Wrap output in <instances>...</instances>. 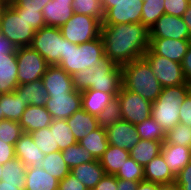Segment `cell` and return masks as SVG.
Segmentation results:
<instances>
[{
  "mask_svg": "<svg viewBox=\"0 0 191 190\" xmlns=\"http://www.w3.org/2000/svg\"><path fill=\"white\" fill-rule=\"evenodd\" d=\"M105 56L123 66L142 58L149 48L150 30L141 23L101 26Z\"/></svg>",
  "mask_w": 191,
  "mask_h": 190,
  "instance_id": "obj_1",
  "label": "cell"
},
{
  "mask_svg": "<svg viewBox=\"0 0 191 190\" xmlns=\"http://www.w3.org/2000/svg\"><path fill=\"white\" fill-rule=\"evenodd\" d=\"M72 78L73 88L76 91L95 89L116 97L122 87V67L104 56L99 67L93 66L78 71Z\"/></svg>",
  "mask_w": 191,
  "mask_h": 190,
  "instance_id": "obj_2",
  "label": "cell"
},
{
  "mask_svg": "<svg viewBox=\"0 0 191 190\" xmlns=\"http://www.w3.org/2000/svg\"><path fill=\"white\" fill-rule=\"evenodd\" d=\"M122 86L151 102L156 101L163 88L144 57L122 66Z\"/></svg>",
  "mask_w": 191,
  "mask_h": 190,
  "instance_id": "obj_3",
  "label": "cell"
},
{
  "mask_svg": "<svg viewBox=\"0 0 191 190\" xmlns=\"http://www.w3.org/2000/svg\"><path fill=\"white\" fill-rule=\"evenodd\" d=\"M65 43V55L60 59L58 66L69 75L73 76L78 71L101 65V59L105 56L101 36L80 45L70 43L67 39Z\"/></svg>",
  "mask_w": 191,
  "mask_h": 190,
  "instance_id": "obj_4",
  "label": "cell"
},
{
  "mask_svg": "<svg viewBox=\"0 0 191 190\" xmlns=\"http://www.w3.org/2000/svg\"><path fill=\"white\" fill-rule=\"evenodd\" d=\"M190 90L188 83L163 87L156 101L152 102L151 117L162 126L165 133L180 123V105Z\"/></svg>",
  "mask_w": 191,
  "mask_h": 190,
  "instance_id": "obj_5",
  "label": "cell"
},
{
  "mask_svg": "<svg viewBox=\"0 0 191 190\" xmlns=\"http://www.w3.org/2000/svg\"><path fill=\"white\" fill-rule=\"evenodd\" d=\"M0 32L17 48L30 46L36 31L8 4L0 5Z\"/></svg>",
  "mask_w": 191,
  "mask_h": 190,
  "instance_id": "obj_6",
  "label": "cell"
},
{
  "mask_svg": "<svg viewBox=\"0 0 191 190\" xmlns=\"http://www.w3.org/2000/svg\"><path fill=\"white\" fill-rule=\"evenodd\" d=\"M49 65H58L64 58L66 43L58 27L45 26L36 31L30 45Z\"/></svg>",
  "mask_w": 191,
  "mask_h": 190,
  "instance_id": "obj_7",
  "label": "cell"
},
{
  "mask_svg": "<svg viewBox=\"0 0 191 190\" xmlns=\"http://www.w3.org/2000/svg\"><path fill=\"white\" fill-rule=\"evenodd\" d=\"M101 26L102 22L95 17L74 13L60 30L70 43L80 45L100 37Z\"/></svg>",
  "mask_w": 191,
  "mask_h": 190,
  "instance_id": "obj_8",
  "label": "cell"
},
{
  "mask_svg": "<svg viewBox=\"0 0 191 190\" xmlns=\"http://www.w3.org/2000/svg\"><path fill=\"white\" fill-rule=\"evenodd\" d=\"M105 12L102 26L141 23L142 0L102 1Z\"/></svg>",
  "mask_w": 191,
  "mask_h": 190,
  "instance_id": "obj_9",
  "label": "cell"
},
{
  "mask_svg": "<svg viewBox=\"0 0 191 190\" xmlns=\"http://www.w3.org/2000/svg\"><path fill=\"white\" fill-rule=\"evenodd\" d=\"M18 65V84L23 85L42 79L49 64L31 46L18 47L16 51Z\"/></svg>",
  "mask_w": 191,
  "mask_h": 190,
  "instance_id": "obj_10",
  "label": "cell"
},
{
  "mask_svg": "<svg viewBox=\"0 0 191 190\" xmlns=\"http://www.w3.org/2000/svg\"><path fill=\"white\" fill-rule=\"evenodd\" d=\"M162 87L186 84L182 64L154 54L149 48L143 56Z\"/></svg>",
  "mask_w": 191,
  "mask_h": 190,
  "instance_id": "obj_11",
  "label": "cell"
},
{
  "mask_svg": "<svg viewBox=\"0 0 191 190\" xmlns=\"http://www.w3.org/2000/svg\"><path fill=\"white\" fill-rule=\"evenodd\" d=\"M122 111V119L134 125L151 117L152 102L141 95L125 89L123 86L117 94Z\"/></svg>",
  "mask_w": 191,
  "mask_h": 190,
  "instance_id": "obj_12",
  "label": "cell"
},
{
  "mask_svg": "<svg viewBox=\"0 0 191 190\" xmlns=\"http://www.w3.org/2000/svg\"><path fill=\"white\" fill-rule=\"evenodd\" d=\"M149 30L150 38L191 40L190 33L182 17L163 14Z\"/></svg>",
  "mask_w": 191,
  "mask_h": 190,
  "instance_id": "obj_13",
  "label": "cell"
},
{
  "mask_svg": "<svg viewBox=\"0 0 191 190\" xmlns=\"http://www.w3.org/2000/svg\"><path fill=\"white\" fill-rule=\"evenodd\" d=\"M45 108L53 119H68L82 108V94L74 90L71 93L48 95Z\"/></svg>",
  "mask_w": 191,
  "mask_h": 190,
  "instance_id": "obj_14",
  "label": "cell"
},
{
  "mask_svg": "<svg viewBox=\"0 0 191 190\" xmlns=\"http://www.w3.org/2000/svg\"><path fill=\"white\" fill-rule=\"evenodd\" d=\"M110 145L130 151L139 141L136 125L120 120L105 129Z\"/></svg>",
  "mask_w": 191,
  "mask_h": 190,
  "instance_id": "obj_15",
  "label": "cell"
},
{
  "mask_svg": "<svg viewBox=\"0 0 191 190\" xmlns=\"http://www.w3.org/2000/svg\"><path fill=\"white\" fill-rule=\"evenodd\" d=\"M191 40H175L166 38H150L149 49L156 55L182 63Z\"/></svg>",
  "mask_w": 191,
  "mask_h": 190,
  "instance_id": "obj_16",
  "label": "cell"
},
{
  "mask_svg": "<svg viewBox=\"0 0 191 190\" xmlns=\"http://www.w3.org/2000/svg\"><path fill=\"white\" fill-rule=\"evenodd\" d=\"M42 83L48 95H59L74 91L72 75L66 73L58 65H49L42 76Z\"/></svg>",
  "mask_w": 191,
  "mask_h": 190,
  "instance_id": "obj_17",
  "label": "cell"
},
{
  "mask_svg": "<svg viewBox=\"0 0 191 190\" xmlns=\"http://www.w3.org/2000/svg\"><path fill=\"white\" fill-rule=\"evenodd\" d=\"M44 155L30 133H23L15 144V156L26 167L40 168Z\"/></svg>",
  "mask_w": 191,
  "mask_h": 190,
  "instance_id": "obj_18",
  "label": "cell"
},
{
  "mask_svg": "<svg viewBox=\"0 0 191 190\" xmlns=\"http://www.w3.org/2000/svg\"><path fill=\"white\" fill-rule=\"evenodd\" d=\"M73 0H50L42 13L46 26L60 28L74 14Z\"/></svg>",
  "mask_w": 191,
  "mask_h": 190,
  "instance_id": "obj_19",
  "label": "cell"
},
{
  "mask_svg": "<svg viewBox=\"0 0 191 190\" xmlns=\"http://www.w3.org/2000/svg\"><path fill=\"white\" fill-rule=\"evenodd\" d=\"M53 118L45 106L28 105L18 121L24 133L49 127Z\"/></svg>",
  "mask_w": 191,
  "mask_h": 190,
  "instance_id": "obj_20",
  "label": "cell"
},
{
  "mask_svg": "<svg viewBox=\"0 0 191 190\" xmlns=\"http://www.w3.org/2000/svg\"><path fill=\"white\" fill-rule=\"evenodd\" d=\"M161 154L174 176L191 161L190 147L169 144L165 141L162 143Z\"/></svg>",
  "mask_w": 191,
  "mask_h": 190,
  "instance_id": "obj_21",
  "label": "cell"
},
{
  "mask_svg": "<svg viewBox=\"0 0 191 190\" xmlns=\"http://www.w3.org/2000/svg\"><path fill=\"white\" fill-rule=\"evenodd\" d=\"M143 170L144 180L162 186H174L175 176L166 165L165 159L161 153L144 166Z\"/></svg>",
  "mask_w": 191,
  "mask_h": 190,
  "instance_id": "obj_22",
  "label": "cell"
},
{
  "mask_svg": "<svg viewBox=\"0 0 191 190\" xmlns=\"http://www.w3.org/2000/svg\"><path fill=\"white\" fill-rule=\"evenodd\" d=\"M18 65L15 54L0 56V94L11 93L19 86Z\"/></svg>",
  "mask_w": 191,
  "mask_h": 190,
  "instance_id": "obj_23",
  "label": "cell"
},
{
  "mask_svg": "<svg viewBox=\"0 0 191 190\" xmlns=\"http://www.w3.org/2000/svg\"><path fill=\"white\" fill-rule=\"evenodd\" d=\"M66 121L77 142L86 137L90 132L99 128L97 117L91 115L83 108L75 111Z\"/></svg>",
  "mask_w": 191,
  "mask_h": 190,
  "instance_id": "obj_24",
  "label": "cell"
},
{
  "mask_svg": "<svg viewBox=\"0 0 191 190\" xmlns=\"http://www.w3.org/2000/svg\"><path fill=\"white\" fill-rule=\"evenodd\" d=\"M70 173L79 179L88 190H92L106 174L98 159L82 163L70 169Z\"/></svg>",
  "mask_w": 191,
  "mask_h": 190,
  "instance_id": "obj_25",
  "label": "cell"
},
{
  "mask_svg": "<svg viewBox=\"0 0 191 190\" xmlns=\"http://www.w3.org/2000/svg\"><path fill=\"white\" fill-rule=\"evenodd\" d=\"M59 180L51 176L42 167H27L25 190H58Z\"/></svg>",
  "mask_w": 191,
  "mask_h": 190,
  "instance_id": "obj_26",
  "label": "cell"
},
{
  "mask_svg": "<svg viewBox=\"0 0 191 190\" xmlns=\"http://www.w3.org/2000/svg\"><path fill=\"white\" fill-rule=\"evenodd\" d=\"M14 92L22 97L27 105L45 106L48 98L47 89L44 87L42 79L19 85Z\"/></svg>",
  "mask_w": 191,
  "mask_h": 190,
  "instance_id": "obj_27",
  "label": "cell"
},
{
  "mask_svg": "<svg viewBox=\"0 0 191 190\" xmlns=\"http://www.w3.org/2000/svg\"><path fill=\"white\" fill-rule=\"evenodd\" d=\"M7 3L18 13V15H23L35 31L46 26L43 13L40 12V7L35 5L31 0H12Z\"/></svg>",
  "mask_w": 191,
  "mask_h": 190,
  "instance_id": "obj_28",
  "label": "cell"
},
{
  "mask_svg": "<svg viewBox=\"0 0 191 190\" xmlns=\"http://www.w3.org/2000/svg\"><path fill=\"white\" fill-rule=\"evenodd\" d=\"M163 142L164 141L140 139V141L129 151L130 157L144 167L161 153Z\"/></svg>",
  "mask_w": 191,
  "mask_h": 190,
  "instance_id": "obj_29",
  "label": "cell"
},
{
  "mask_svg": "<svg viewBox=\"0 0 191 190\" xmlns=\"http://www.w3.org/2000/svg\"><path fill=\"white\" fill-rule=\"evenodd\" d=\"M27 106L15 92L0 94V109L5 120L19 121Z\"/></svg>",
  "mask_w": 191,
  "mask_h": 190,
  "instance_id": "obj_30",
  "label": "cell"
},
{
  "mask_svg": "<svg viewBox=\"0 0 191 190\" xmlns=\"http://www.w3.org/2000/svg\"><path fill=\"white\" fill-rule=\"evenodd\" d=\"M129 157V151L109 144L99 162L106 174L115 175Z\"/></svg>",
  "mask_w": 191,
  "mask_h": 190,
  "instance_id": "obj_31",
  "label": "cell"
},
{
  "mask_svg": "<svg viewBox=\"0 0 191 190\" xmlns=\"http://www.w3.org/2000/svg\"><path fill=\"white\" fill-rule=\"evenodd\" d=\"M82 94V108L91 115L97 116L114 98L110 93L88 89Z\"/></svg>",
  "mask_w": 191,
  "mask_h": 190,
  "instance_id": "obj_32",
  "label": "cell"
},
{
  "mask_svg": "<svg viewBox=\"0 0 191 190\" xmlns=\"http://www.w3.org/2000/svg\"><path fill=\"white\" fill-rule=\"evenodd\" d=\"M82 147L86 148L95 159H98L104 154L109 146L106 130L97 128L90 132L86 137L78 142Z\"/></svg>",
  "mask_w": 191,
  "mask_h": 190,
  "instance_id": "obj_33",
  "label": "cell"
},
{
  "mask_svg": "<svg viewBox=\"0 0 191 190\" xmlns=\"http://www.w3.org/2000/svg\"><path fill=\"white\" fill-rule=\"evenodd\" d=\"M41 167L59 181L70 173V169L64 161L60 150L45 154L41 162Z\"/></svg>",
  "mask_w": 191,
  "mask_h": 190,
  "instance_id": "obj_34",
  "label": "cell"
},
{
  "mask_svg": "<svg viewBox=\"0 0 191 190\" xmlns=\"http://www.w3.org/2000/svg\"><path fill=\"white\" fill-rule=\"evenodd\" d=\"M27 167L17 158L7 162L2 168L1 180L17 184V187L25 190V176Z\"/></svg>",
  "mask_w": 191,
  "mask_h": 190,
  "instance_id": "obj_35",
  "label": "cell"
},
{
  "mask_svg": "<svg viewBox=\"0 0 191 190\" xmlns=\"http://www.w3.org/2000/svg\"><path fill=\"white\" fill-rule=\"evenodd\" d=\"M49 127H54L55 147L60 151L77 143L66 119H53Z\"/></svg>",
  "mask_w": 191,
  "mask_h": 190,
  "instance_id": "obj_36",
  "label": "cell"
},
{
  "mask_svg": "<svg viewBox=\"0 0 191 190\" xmlns=\"http://www.w3.org/2000/svg\"><path fill=\"white\" fill-rule=\"evenodd\" d=\"M64 161L69 169H72L82 163H87L96 160L92 154L78 142L70 145L63 151H61Z\"/></svg>",
  "mask_w": 191,
  "mask_h": 190,
  "instance_id": "obj_37",
  "label": "cell"
},
{
  "mask_svg": "<svg viewBox=\"0 0 191 190\" xmlns=\"http://www.w3.org/2000/svg\"><path fill=\"white\" fill-rule=\"evenodd\" d=\"M143 10L141 13V24L149 29L165 14V0H142Z\"/></svg>",
  "mask_w": 191,
  "mask_h": 190,
  "instance_id": "obj_38",
  "label": "cell"
},
{
  "mask_svg": "<svg viewBox=\"0 0 191 190\" xmlns=\"http://www.w3.org/2000/svg\"><path fill=\"white\" fill-rule=\"evenodd\" d=\"M30 135L44 154L59 151V147H55L54 127L41 128L32 131Z\"/></svg>",
  "mask_w": 191,
  "mask_h": 190,
  "instance_id": "obj_39",
  "label": "cell"
},
{
  "mask_svg": "<svg viewBox=\"0 0 191 190\" xmlns=\"http://www.w3.org/2000/svg\"><path fill=\"white\" fill-rule=\"evenodd\" d=\"M99 127L108 128L115 122L122 120V111L118 97L112 98L109 104L96 116Z\"/></svg>",
  "mask_w": 191,
  "mask_h": 190,
  "instance_id": "obj_40",
  "label": "cell"
},
{
  "mask_svg": "<svg viewBox=\"0 0 191 190\" xmlns=\"http://www.w3.org/2000/svg\"><path fill=\"white\" fill-rule=\"evenodd\" d=\"M136 128L140 139L165 141L166 133L163 131L162 126L152 117L137 124Z\"/></svg>",
  "mask_w": 191,
  "mask_h": 190,
  "instance_id": "obj_41",
  "label": "cell"
},
{
  "mask_svg": "<svg viewBox=\"0 0 191 190\" xmlns=\"http://www.w3.org/2000/svg\"><path fill=\"white\" fill-rule=\"evenodd\" d=\"M72 7L74 13L89 15L104 20L105 12L101 0H73Z\"/></svg>",
  "mask_w": 191,
  "mask_h": 190,
  "instance_id": "obj_42",
  "label": "cell"
},
{
  "mask_svg": "<svg viewBox=\"0 0 191 190\" xmlns=\"http://www.w3.org/2000/svg\"><path fill=\"white\" fill-rule=\"evenodd\" d=\"M165 142L191 148V127L186 124H176L165 135Z\"/></svg>",
  "mask_w": 191,
  "mask_h": 190,
  "instance_id": "obj_43",
  "label": "cell"
},
{
  "mask_svg": "<svg viewBox=\"0 0 191 190\" xmlns=\"http://www.w3.org/2000/svg\"><path fill=\"white\" fill-rule=\"evenodd\" d=\"M115 176L118 179L140 182L144 180V170L140 164L129 157L125 161V164L115 174Z\"/></svg>",
  "mask_w": 191,
  "mask_h": 190,
  "instance_id": "obj_44",
  "label": "cell"
},
{
  "mask_svg": "<svg viewBox=\"0 0 191 190\" xmlns=\"http://www.w3.org/2000/svg\"><path fill=\"white\" fill-rule=\"evenodd\" d=\"M23 130L18 121L2 120L0 121V140L15 146L17 140L23 134Z\"/></svg>",
  "mask_w": 191,
  "mask_h": 190,
  "instance_id": "obj_45",
  "label": "cell"
},
{
  "mask_svg": "<svg viewBox=\"0 0 191 190\" xmlns=\"http://www.w3.org/2000/svg\"><path fill=\"white\" fill-rule=\"evenodd\" d=\"M191 0H165V14L182 17Z\"/></svg>",
  "mask_w": 191,
  "mask_h": 190,
  "instance_id": "obj_46",
  "label": "cell"
},
{
  "mask_svg": "<svg viewBox=\"0 0 191 190\" xmlns=\"http://www.w3.org/2000/svg\"><path fill=\"white\" fill-rule=\"evenodd\" d=\"M174 186L178 190H191V161L175 176Z\"/></svg>",
  "mask_w": 191,
  "mask_h": 190,
  "instance_id": "obj_47",
  "label": "cell"
},
{
  "mask_svg": "<svg viewBox=\"0 0 191 190\" xmlns=\"http://www.w3.org/2000/svg\"><path fill=\"white\" fill-rule=\"evenodd\" d=\"M58 190H88L86 186L71 173L59 181Z\"/></svg>",
  "mask_w": 191,
  "mask_h": 190,
  "instance_id": "obj_48",
  "label": "cell"
},
{
  "mask_svg": "<svg viewBox=\"0 0 191 190\" xmlns=\"http://www.w3.org/2000/svg\"><path fill=\"white\" fill-rule=\"evenodd\" d=\"M180 123L191 127V90L185 96L179 110Z\"/></svg>",
  "mask_w": 191,
  "mask_h": 190,
  "instance_id": "obj_49",
  "label": "cell"
},
{
  "mask_svg": "<svg viewBox=\"0 0 191 190\" xmlns=\"http://www.w3.org/2000/svg\"><path fill=\"white\" fill-rule=\"evenodd\" d=\"M15 158V146L0 140V164L4 165Z\"/></svg>",
  "mask_w": 191,
  "mask_h": 190,
  "instance_id": "obj_50",
  "label": "cell"
},
{
  "mask_svg": "<svg viewBox=\"0 0 191 190\" xmlns=\"http://www.w3.org/2000/svg\"><path fill=\"white\" fill-rule=\"evenodd\" d=\"M118 178L115 175L105 174L92 190H117Z\"/></svg>",
  "mask_w": 191,
  "mask_h": 190,
  "instance_id": "obj_51",
  "label": "cell"
},
{
  "mask_svg": "<svg viewBox=\"0 0 191 190\" xmlns=\"http://www.w3.org/2000/svg\"><path fill=\"white\" fill-rule=\"evenodd\" d=\"M17 47L0 32V56L15 54Z\"/></svg>",
  "mask_w": 191,
  "mask_h": 190,
  "instance_id": "obj_52",
  "label": "cell"
},
{
  "mask_svg": "<svg viewBox=\"0 0 191 190\" xmlns=\"http://www.w3.org/2000/svg\"><path fill=\"white\" fill-rule=\"evenodd\" d=\"M181 64L185 81L191 86V45L189 46Z\"/></svg>",
  "mask_w": 191,
  "mask_h": 190,
  "instance_id": "obj_53",
  "label": "cell"
},
{
  "mask_svg": "<svg viewBox=\"0 0 191 190\" xmlns=\"http://www.w3.org/2000/svg\"><path fill=\"white\" fill-rule=\"evenodd\" d=\"M138 183L137 181L118 179L117 190H137Z\"/></svg>",
  "mask_w": 191,
  "mask_h": 190,
  "instance_id": "obj_54",
  "label": "cell"
},
{
  "mask_svg": "<svg viewBox=\"0 0 191 190\" xmlns=\"http://www.w3.org/2000/svg\"><path fill=\"white\" fill-rule=\"evenodd\" d=\"M163 186L150 181L142 180L137 185V190H160Z\"/></svg>",
  "mask_w": 191,
  "mask_h": 190,
  "instance_id": "obj_55",
  "label": "cell"
},
{
  "mask_svg": "<svg viewBox=\"0 0 191 190\" xmlns=\"http://www.w3.org/2000/svg\"><path fill=\"white\" fill-rule=\"evenodd\" d=\"M182 18H183V21L185 22V25L188 28V31H189L190 37H191V1L189 3L188 9L183 14Z\"/></svg>",
  "mask_w": 191,
  "mask_h": 190,
  "instance_id": "obj_56",
  "label": "cell"
},
{
  "mask_svg": "<svg viewBox=\"0 0 191 190\" xmlns=\"http://www.w3.org/2000/svg\"><path fill=\"white\" fill-rule=\"evenodd\" d=\"M0 190H23L17 187V184L7 183L3 180L0 181Z\"/></svg>",
  "mask_w": 191,
  "mask_h": 190,
  "instance_id": "obj_57",
  "label": "cell"
},
{
  "mask_svg": "<svg viewBox=\"0 0 191 190\" xmlns=\"http://www.w3.org/2000/svg\"><path fill=\"white\" fill-rule=\"evenodd\" d=\"M35 5L40 7V12L49 3L50 0H31Z\"/></svg>",
  "mask_w": 191,
  "mask_h": 190,
  "instance_id": "obj_58",
  "label": "cell"
},
{
  "mask_svg": "<svg viewBox=\"0 0 191 190\" xmlns=\"http://www.w3.org/2000/svg\"><path fill=\"white\" fill-rule=\"evenodd\" d=\"M160 190H178L175 186H163Z\"/></svg>",
  "mask_w": 191,
  "mask_h": 190,
  "instance_id": "obj_59",
  "label": "cell"
},
{
  "mask_svg": "<svg viewBox=\"0 0 191 190\" xmlns=\"http://www.w3.org/2000/svg\"><path fill=\"white\" fill-rule=\"evenodd\" d=\"M2 120H5V119H4L3 113H1V109H0V121H2Z\"/></svg>",
  "mask_w": 191,
  "mask_h": 190,
  "instance_id": "obj_60",
  "label": "cell"
},
{
  "mask_svg": "<svg viewBox=\"0 0 191 190\" xmlns=\"http://www.w3.org/2000/svg\"><path fill=\"white\" fill-rule=\"evenodd\" d=\"M2 168H3V165L2 164H0V181H1V178H2Z\"/></svg>",
  "mask_w": 191,
  "mask_h": 190,
  "instance_id": "obj_61",
  "label": "cell"
},
{
  "mask_svg": "<svg viewBox=\"0 0 191 190\" xmlns=\"http://www.w3.org/2000/svg\"><path fill=\"white\" fill-rule=\"evenodd\" d=\"M12 0H1L2 3H7V2H10Z\"/></svg>",
  "mask_w": 191,
  "mask_h": 190,
  "instance_id": "obj_62",
  "label": "cell"
},
{
  "mask_svg": "<svg viewBox=\"0 0 191 190\" xmlns=\"http://www.w3.org/2000/svg\"><path fill=\"white\" fill-rule=\"evenodd\" d=\"M101 1H121V0H101Z\"/></svg>",
  "mask_w": 191,
  "mask_h": 190,
  "instance_id": "obj_63",
  "label": "cell"
}]
</instances>
